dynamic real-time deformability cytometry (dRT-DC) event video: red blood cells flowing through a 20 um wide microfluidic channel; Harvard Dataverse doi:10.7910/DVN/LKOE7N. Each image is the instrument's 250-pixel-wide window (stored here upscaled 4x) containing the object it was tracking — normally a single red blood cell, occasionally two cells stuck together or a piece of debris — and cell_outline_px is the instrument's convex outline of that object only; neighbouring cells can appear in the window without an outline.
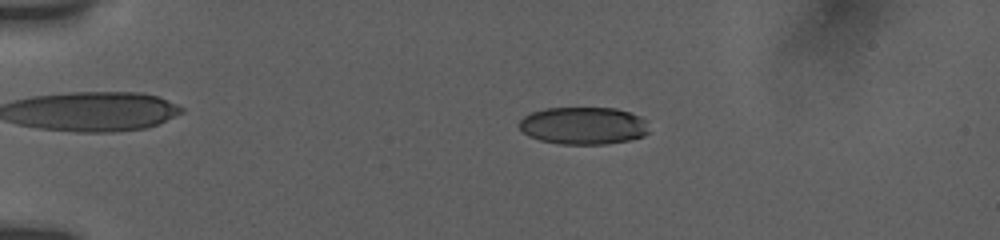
{"species": "human", "species_latin": "Homo sapiens", "temperature_condition": "room temperature", "stored_images_in_passage": 60, "camera_frame_rate_fps": 3000, "um_per_image_px": 0.085, "donor": {"sex": "female"}, "frame": {"image": 1, "passage_image": 2, "time_ms": 0.333, "image_size_px": [1000, 240], "cell_outline_px": [[648, 132], [644, 136], [628, 140], [604, 144], [560, 144], [540, 140], [528, 136], [520, 128], [520, 120], [524, 116], [532, 112], [544, 108], [616, 108], [640, 116], [644, 120]], "centroid_in_image_um": [49.57, 10.68], "position_along_channel_um": 35.4, "area_um2": 28.15}}
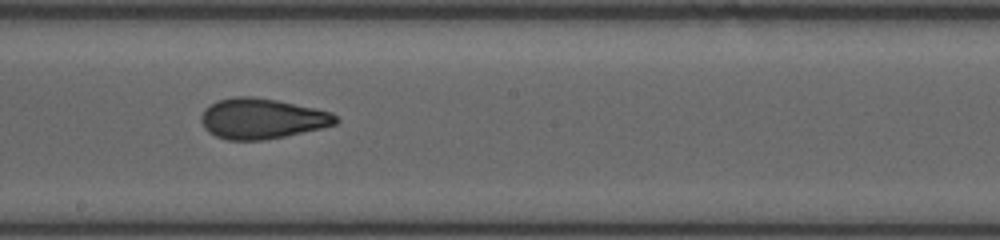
{"frame": {"image": 2, "passage_image": 39, "time_ms": 7.0, "image_size_px": [1000, 240], "cell_outline_px": [[340, 120], [336, 124], [324, 128], [264, 140], [228, 140], [216, 136], [208, 132], [204, 128], [200, 120], [200, 116], [204, 108], [216, 100], [236, 96], [252, 96], [276, 100], [316, 108], [332, 112]], "centroid_in_image_um": [22.25, 10.08], "position_along_channel_um": 225.9, "area_um2": 32.02}}
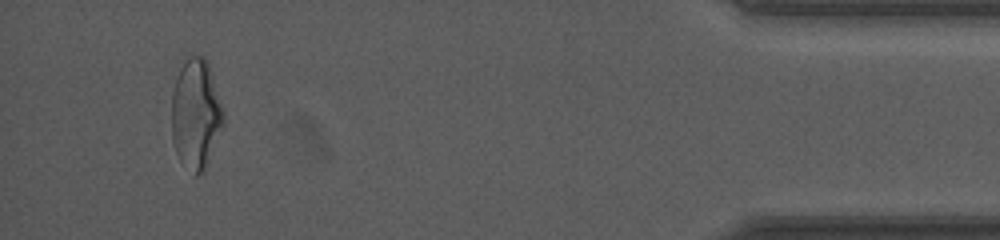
{"frame": {"image": 3, "passage_image": 60, "time_ms": 13.667, "image_size_px": [1000, 240], "cell_outline_px": [[224, 124], [204, 168], [196, 176], [180, 160], [176, 152], [172, 140], [172, 92], [180, 60], [188, 56], [204, 56], [208, 60], [224, 112]], "centroid_in_image_um": [16.63, 9.59], "position_along_channel_um": 418.6, "area_um2": 33.35}, "authors_computed_cell_mechanics": {"area_um2": 31.212, "velocity_mm_per_s": 3.7868, "shape_relaxation_time_tau1_ms": 6.8096, "shape_relaxation_time_tau2_ms": 1.688, "deformation_change_tau1": 0.1675, "deformation_change_tau2": 0.09}}